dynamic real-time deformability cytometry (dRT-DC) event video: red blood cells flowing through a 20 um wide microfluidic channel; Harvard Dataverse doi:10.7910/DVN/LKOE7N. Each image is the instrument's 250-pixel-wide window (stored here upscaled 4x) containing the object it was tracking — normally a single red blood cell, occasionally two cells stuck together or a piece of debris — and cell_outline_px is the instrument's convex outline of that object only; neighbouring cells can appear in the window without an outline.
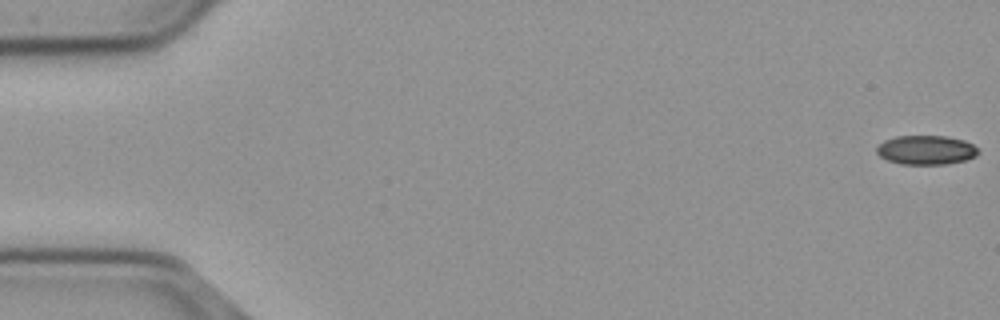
{"species": "common noctule bat (a hibernating species)", "species_latin": "Nyctalus noctula", "temperature_condition": "cold", "stored_images_in_passage": 11, "camera_frame_rate_fps": 3000, "um_per_image_px": 0.085, "animal": {"sex": "male", "body_mass_g": 23.1, "forearm_length_mm": 52.7}, "frame": {"image": 1, "passage_image": 1, "time_ms": 0.0, "image_size_px": [1000, 320], "cell_outline_px": [[980, 152], [976, 156], [964, 160], [948, 164], [900, 164], [888, 160], [880, 156], [876, 152], [876, 148], [884, 140], [896, 136], [944, 136], [964, 140], [972, 144]], "centroid_in_image_um": [78.71, 12.75], "position_along_channel_um": 6.3, "area_um2": 17.22}}